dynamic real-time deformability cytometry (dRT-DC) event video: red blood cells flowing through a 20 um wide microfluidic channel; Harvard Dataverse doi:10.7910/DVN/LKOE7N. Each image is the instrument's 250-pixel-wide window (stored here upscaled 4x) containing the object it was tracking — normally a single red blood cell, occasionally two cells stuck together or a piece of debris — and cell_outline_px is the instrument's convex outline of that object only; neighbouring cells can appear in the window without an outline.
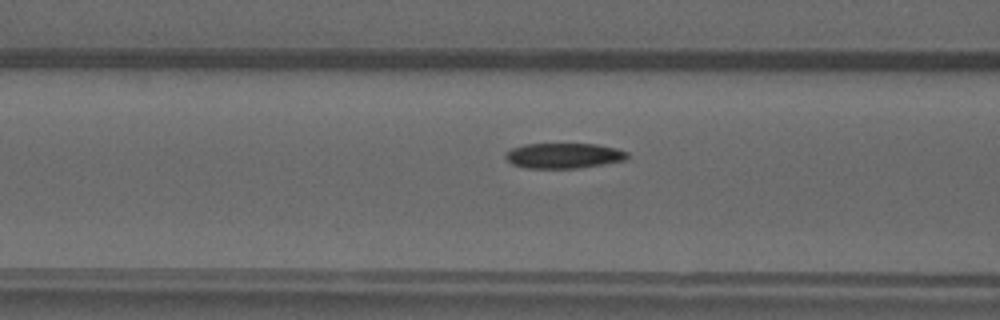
{"species": "common noctule bat (a hibernating species)", "species_latin": "Nyctalus noctula", "temperature_condition": "warm", "stored_images_in_passage": 38, "camera_frame_rate_fps": 3000, "um_per_image_px": 0.085, "animal": {"sex": "male", "forearm_length_mm": 52.5}, "frame": {"image": 1, "passage_image": 9, "time_ms": 2.667, "image_size_px": [1000, 320], "cell_outline_px": [[628, 160], [580, 168], [524, 168], [512, 164], [504, 156], [504, 152], [512, 148], [524, 144], [596, 144], [616, 148], [628, 152]], "centroid_in_image_um": [47.92, 13.23], "position_along_channel_um": 118.7, "area_um2": 18.15}}
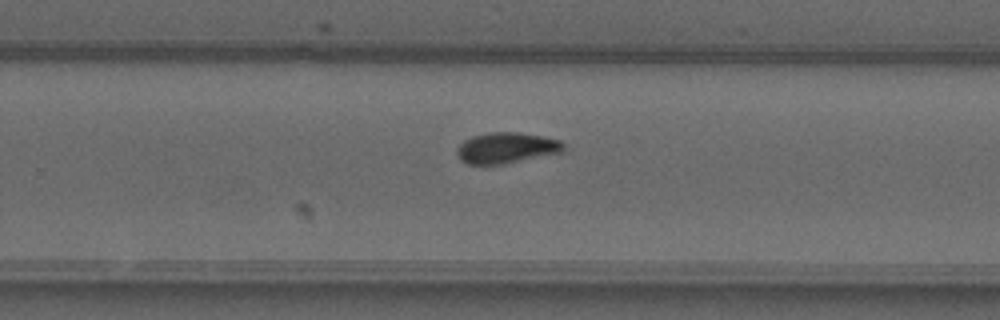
{"frame": {"image": 2, "passage_image": 21, "time_ms": 6.667, "image_size_px": [1000, 320], "cell_outline_px": [[564, 152], [504, 164], [468, 164], [460, 160], [456, 152], [456, 148], [464, 140], [472, 136], [488, 132], [516, 132], [544, 136], [560, 140], [564, 144]], "centroid_in_image_um": [43.05, 12.57], "position_along_channel_um": 286.8, "area_um2": 19.36}}
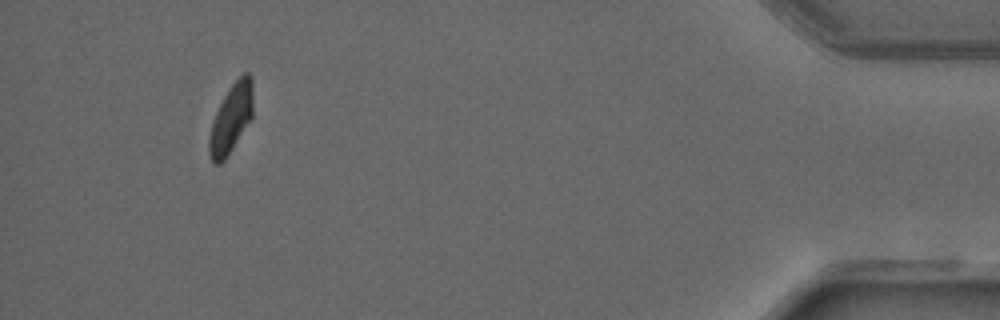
{"frame": {"image": 3, "passage_image": 35, "time_ms": 11.333, "image_size_px": [1000, 320], "cell_outline_px": [[252, 116], [232, 148], [224, 160], [220, 164], [216, 164], [212, 160], [208, 152], [208, 140], [212, 124], [216, 112], [224, 96], [232, 84], [244, 72], [248, 72], [252, 76]], "centroid_in_image_um": [19.63, 10.05], "position_along_channel_um": 415.6, "area_um2": 17.17}}